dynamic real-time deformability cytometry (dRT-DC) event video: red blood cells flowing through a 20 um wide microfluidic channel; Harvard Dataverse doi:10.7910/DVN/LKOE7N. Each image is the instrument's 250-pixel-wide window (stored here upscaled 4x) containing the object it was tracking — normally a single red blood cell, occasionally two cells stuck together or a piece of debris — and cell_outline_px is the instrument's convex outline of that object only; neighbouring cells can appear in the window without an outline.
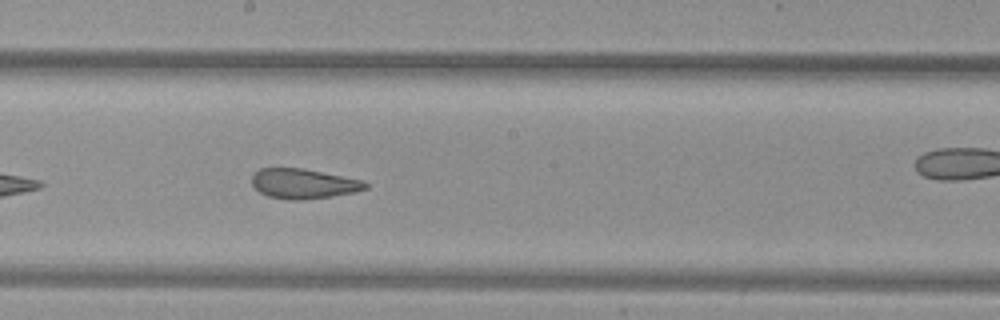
{"species": "common noctule bat (a hibernating species)", "species_latin": "Nyctalus noctula", "temperature_condition": "warm", "stored_images_in_passage": 32, "camera_frame_rate_fps": 3000, "um_per_image_px": 0.085, "animal": {"sex": "female", "body_mass_g": 29.2, "forearm_length_mm": 56.3}, "frame": {"image": 1, "passage_image": 14, "time_ms": 4.333, "image_size_px": [1000, 320], "cell_outline_px": [[368, 188], [356, 192], [332, 196], [304, 200], [288, 200], [268, 196], [260, 192], [252, 184], [252, 172], [260, 168], [304, 168], [364, 180], [368, 184]], "centroid_in_image_um": [25.81, 15.61], "position_along_channel_um": 222.4, "area_um2": 20.06}}
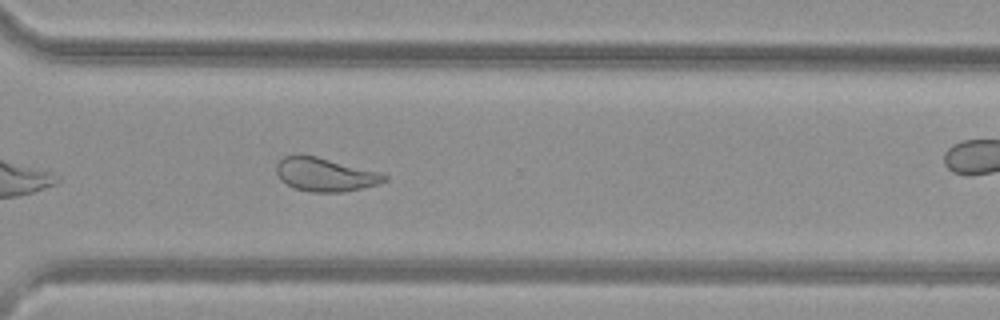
{"frame": {"image": 2, "passage_image": 23, "time_ms": 7.333, "image_size_px": [1000, 320], "cell_outline_px": [[388, 180], [380, 184], [344, 192], [312, 192], [296, 188], [280, 180], [276, 172], [276, 164], [284, 156], [300, 152], [380, 172], [388, 176]], "centroid_in_image_um": [27.63, 14.82], "position_along_channel_um": 343.0, "area_um2": 21.39}, "authors_computed_cell_mechanics": {"area_um2": 21.1259, "velocity_mm_per_s": 4.0273, "shape_relaxation_time_tau1_ms": null, "shape_relaxation_time_tau2_ms": 1.4591, "deformation_change_tau1": null, "deformation_change_tau2": 0.0813}}